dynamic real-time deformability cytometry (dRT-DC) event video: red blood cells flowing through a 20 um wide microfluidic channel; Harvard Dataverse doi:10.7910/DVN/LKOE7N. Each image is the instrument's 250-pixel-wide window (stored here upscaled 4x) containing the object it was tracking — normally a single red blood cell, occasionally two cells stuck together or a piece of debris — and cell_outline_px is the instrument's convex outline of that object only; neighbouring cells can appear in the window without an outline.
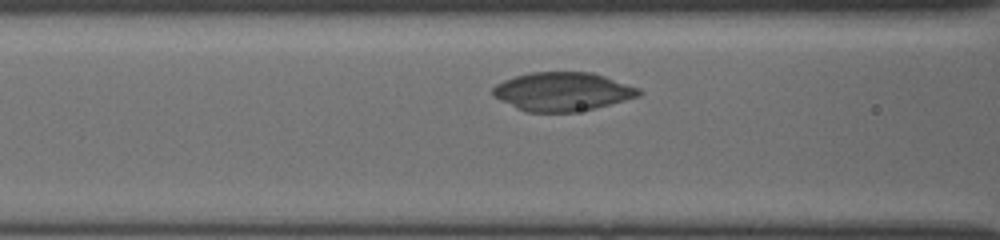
{"species": "common noctule bat (a hibernating species)", "species_latin": "Nyctalus noctula", "temperature_condition": "cold", "stored_images_in_passage": 46, "camera_frame_rate_fps": 3000, "um_per_image_px": 0.085, "animal": {"sex": "female", "body_mass_g": 19.5, "forearm_length_mm": 54.1}, "frame": {"image": 1, "passage_image": 8, "time_ms": 1.667, "image_size_px": [1000, 240], "cell_outline_px": [[644, 92], [640, 96], [592, 108], [572, 112], [528, 112], [516, 108], [492, 96], [492, 88], [496, 84], [504, 80], [528, 72], [592, 72], [640, 88]], "centroid_in_image_um": [47.79, 7.78], "position_along_channel_um": 118.8, "area_um2": 32.77}}
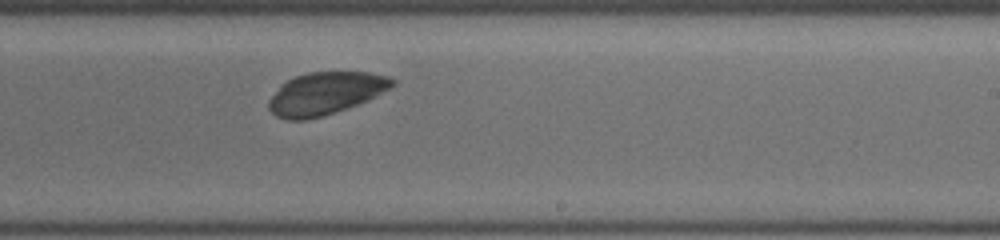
{"frame": {"image": 2, "passage_image": 26, "time_ms": 5.333, "image_size_px": [1000, 240], "cell_outline_px": [[396, 84], [392, 88], [368, 100], [320, 116], [304, 120], [288, 120], [276, 116], [268, 108], [268, 100], [280, 84], [296, 76], [308, 72], [368, 72], [388, 76], [396, 80]], "centroid_in_image_um": [27.67, 7.92], "position_along_channel_um": 261.3, "area_um2": 30.4}}
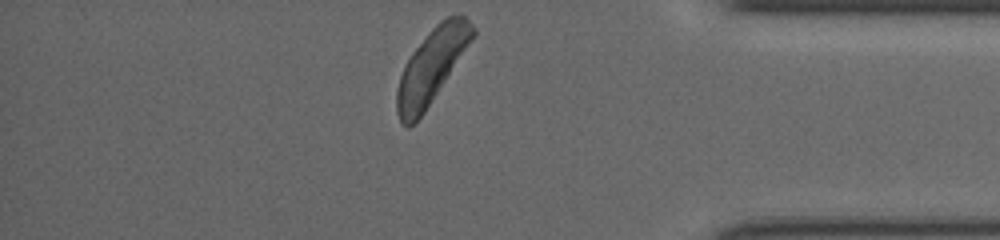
{"frame": {"image": 3, "passage_image": 46, "time_ms": 9.333, "image_size_px": [1000, 240], "cell_outline_px": [[476, 36], [424, 112], [408, 128], [400, 120], [396, 112], [396, 92], [400, 76], [412, 52], [428, 32], [440, 20], [448, 16], [460, 12], [476, 28]], "centroid_in_image_um": [36.72, 5.57], "position_along_channel_um": 398.5, "area_um2": 32.54}}